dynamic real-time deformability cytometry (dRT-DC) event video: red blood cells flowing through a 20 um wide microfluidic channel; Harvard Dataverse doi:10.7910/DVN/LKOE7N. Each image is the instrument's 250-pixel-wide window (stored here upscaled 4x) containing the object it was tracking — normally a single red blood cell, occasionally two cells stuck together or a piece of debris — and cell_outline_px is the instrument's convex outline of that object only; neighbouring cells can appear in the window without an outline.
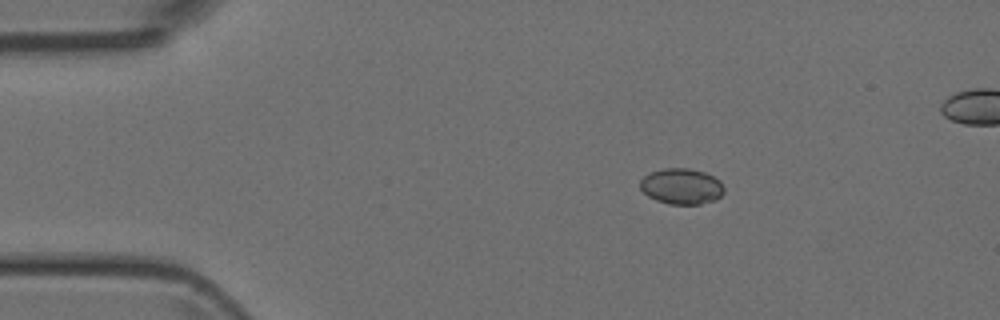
{"species": "Egyptian fruit bat (a non-hibernating species)", "species_latin": "Rousettus aegyptiacus", "temperature_condition": "room temperature", "stored_images_in_passage": 44, "camera_frame_rate_fps": 3000, "um_per_image_px": 0.085, "animal": {"sex": "female"}, "frame": {"image": 1, "passage_image": 1, "time_ms": 0.0, "image_size_px": [1000, 320], "cell_outline_px": [[724, 192], [716, 200], [700, 204], [668, 204], [656, 200], [648, 196], [640, 188], [640, 180], [644, 176], [652, 172], [664, 168], [688, 168], [704, 172], [720, 180], [724, 188]], "centroid_in_image_um": [57.94, 15.84], "position_along_channel_um": 27.1, "area_um2": 17.51}}
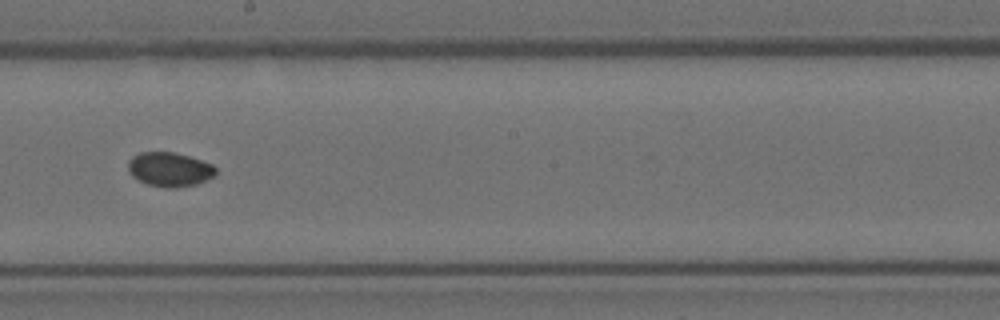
{"frame": {"image": 2, "passage_image": 21, "time_ms": 6.667, "image_size_px": [1000, 320], "cell_outline_px": [[216, 172], [212, 176], [196, 184], [176, 188], [168, 188], [148, 184], [132, 176], [128, 172], [128, 160], [132, 156], [140, 152], [172, 152], [188, 156], [212, 164], [216, 168]], "centroid_in_image_um": [14.38, 14.39], "position_along_channel_um": 233.8, "area_um2": 17.34}}
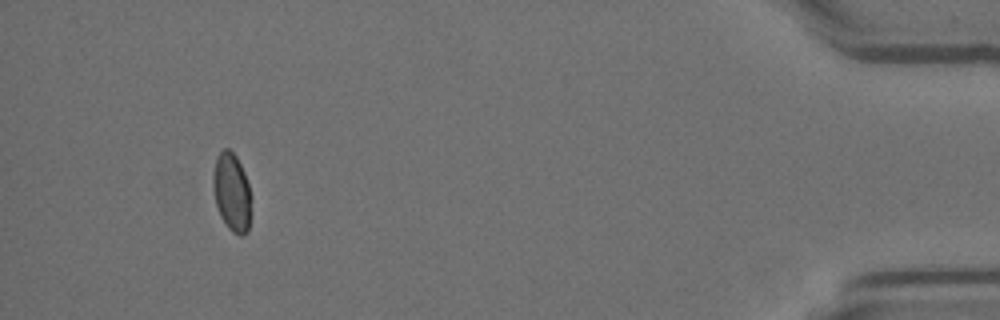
{"frame": {"image": 3, "passage_image": 40, "time_ms": 13.0, "image_size_px": [1000, 320], "cell_outline_px": [[252, 196], [248, 232], [244, 236], [240, 236], [232, 232], [228, 228], [220, 216], [216, 204], [212, 188], [212, 176], [216, 156], [224, 148], [228, 148], [236, 156], [244, 172]], "centroid_in_image_um": [19.7, 16.36], "position_along_channel_um": 415.5, "area_um2": 17.74}}